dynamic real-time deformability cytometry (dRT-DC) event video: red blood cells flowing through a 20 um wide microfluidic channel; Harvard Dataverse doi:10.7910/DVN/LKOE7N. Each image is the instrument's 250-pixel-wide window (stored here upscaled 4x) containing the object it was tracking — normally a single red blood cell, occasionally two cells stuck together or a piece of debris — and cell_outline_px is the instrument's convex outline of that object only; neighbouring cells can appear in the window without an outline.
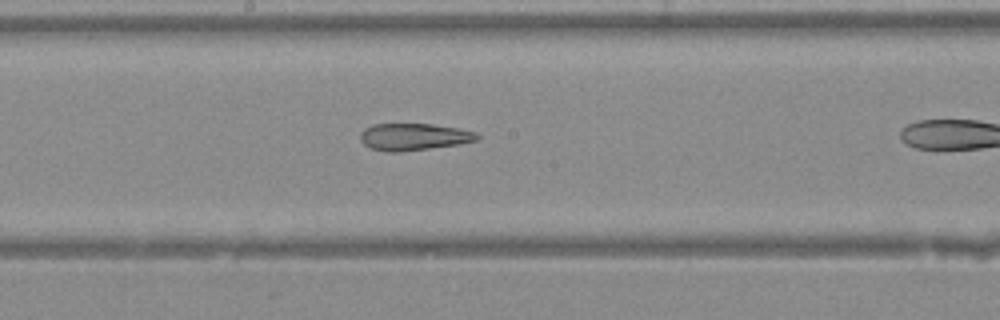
{"species": "Egyptian fruit bat (a non-hibernating species)", "species_latin": "Rousettus aegyptiacus", "temperature_condition": "warm", "stored_images_in_passage": 21, "camera_frame_rate_fps": 3000, "um_per_image_px": 0.085, "animal": {"sex": "female"}, "frame": {"image": 1, "passage_image": 10, "time_ms": 3.0, "image_size_px": [1000, 320], "cell_outline_px": [[480, 140], [460, 144], [400, 152], [388, 152], [372, 148], [364, 144], [360, 140], [360, 132], [364, 128], [372, 124], [432, 124], [460, 128], [476, 132], [480, 136]], "centroid_in_image_um": [35.2, 11.62], "position_along_channel_um": 213.0, "area_um2": 18.55}}
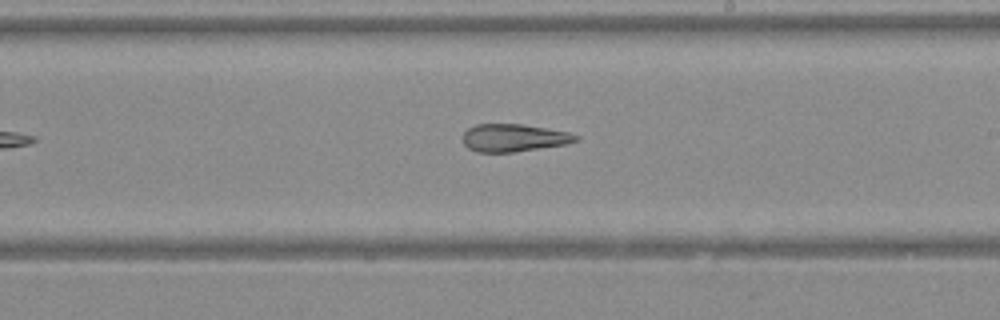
{"frame": {"image": 2, "passage_image": 12, "time_ms": 3.667, "image_size_px": [1000, 320], "cell_outline_px": [[580, 140], [568, 144], [512, 152], [476, 152], [468, 148], [464, 144], [464, 132], [468, 128], [476, 124], [520, 124], [568, 132], [580, 136]], "centroid_in_image_um": [43.69, 11.72], "position_along_channel_um": 245.3, "area_um2": 18.15}}
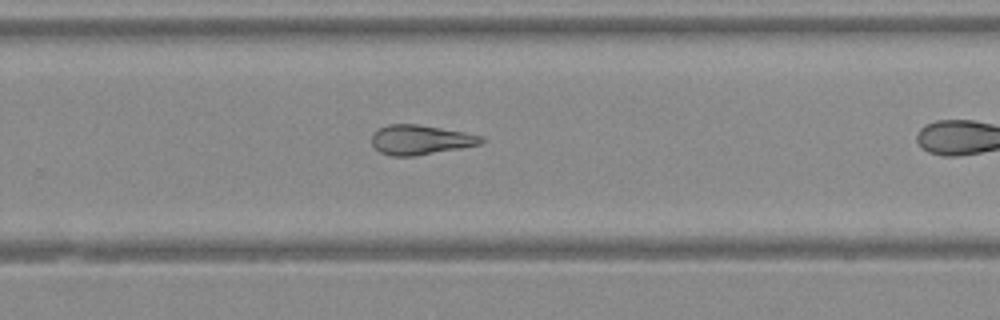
{"frame": {"image": 3, "passage_image": 15, "time_ms": 4.667, "image_size_px": [1000, 320], "cell_outline_px": [[484, 140], [480, 144], [460, 148], [412, 156], [392, 156], [380, 152], [372, 144], [372, 136], [380, 128], [388, 124], [416, 124], [464, 132], [484, 136]], "centroid_in_image_um": [35.74, 11.88], "position_along_channel_um": 294.1, "area_um2": 18.61}}